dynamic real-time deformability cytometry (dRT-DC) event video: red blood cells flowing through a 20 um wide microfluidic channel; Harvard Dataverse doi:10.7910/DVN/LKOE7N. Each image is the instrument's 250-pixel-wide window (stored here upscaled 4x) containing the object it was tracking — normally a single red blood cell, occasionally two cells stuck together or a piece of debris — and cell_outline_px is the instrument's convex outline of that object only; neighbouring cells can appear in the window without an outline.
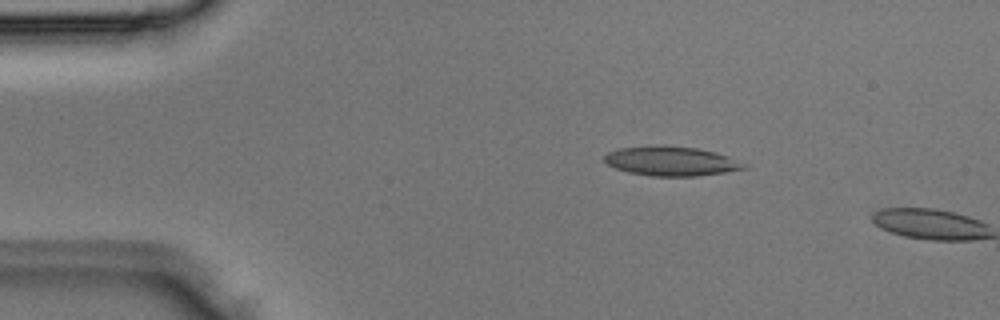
{"species": "Egyptian fruit bat (a non-hibernating species)", "species_latin": "Rousettus aegyptiacus", "temperature_condition": "room temperature", "stored_images_in_passage": 2, "camera_frame_rate_fps": 3000, "um_per_image_px": 0.085, "animal": {"sex": "male"}, "frame": {"image": 1, "passage_image": 1, "time_ms": 0.0, "image_size_px": [1000, 320], "cell_outline_px": [[748, 168], [724, 172], [696, 176], [652, 176], [628, 172], [616, 168], [608, 164], [604, 160], [604, 156], [608, 152], [620, 148], [652, 144], [664, 144], [696, 148], [716, 152], [728, 156], [748, 164]], "centroid_in_image_um": [57.06, 13.67], "position_along_channel_um": 27.9, "area_um2": 24.22}}